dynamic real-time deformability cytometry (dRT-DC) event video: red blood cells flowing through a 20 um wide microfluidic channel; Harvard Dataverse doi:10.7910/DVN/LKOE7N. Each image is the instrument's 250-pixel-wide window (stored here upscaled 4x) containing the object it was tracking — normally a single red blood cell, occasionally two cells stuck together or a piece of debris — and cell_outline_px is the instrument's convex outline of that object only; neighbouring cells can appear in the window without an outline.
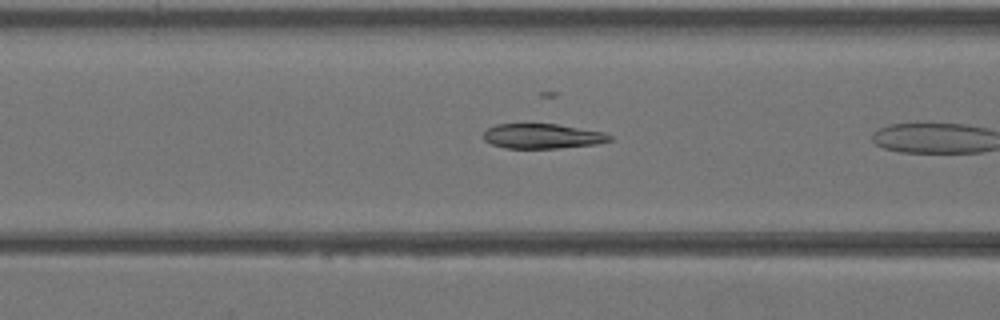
{"species": "Egyptian fruit bat (a non-hibernating species)", "species_latin": "Rousettus aegyptiacus", "temperature_condition": "warm", "stored_images_in_passage": 6, "camera_frame_rate_fps": 3000, "um_per_image_px": 0.085, "animal": {"sex": "female"}, "frame": {"image": 1, "passage_image": 5, "time_ms": 1.333, "image_size_px": [1000, 320], "cell_outline_px": [[612, 140], [596, 144], [560, 148], [504, 148], [492, 144], [484, 140], [480, 136], [488, 128], [496, 124], [556, 124], [604, 132], [612, 136]], "centroid_in_image_um": [46.08, 11.57], "position_along_channel_um": 120.5, "area_um2": 18.32}}